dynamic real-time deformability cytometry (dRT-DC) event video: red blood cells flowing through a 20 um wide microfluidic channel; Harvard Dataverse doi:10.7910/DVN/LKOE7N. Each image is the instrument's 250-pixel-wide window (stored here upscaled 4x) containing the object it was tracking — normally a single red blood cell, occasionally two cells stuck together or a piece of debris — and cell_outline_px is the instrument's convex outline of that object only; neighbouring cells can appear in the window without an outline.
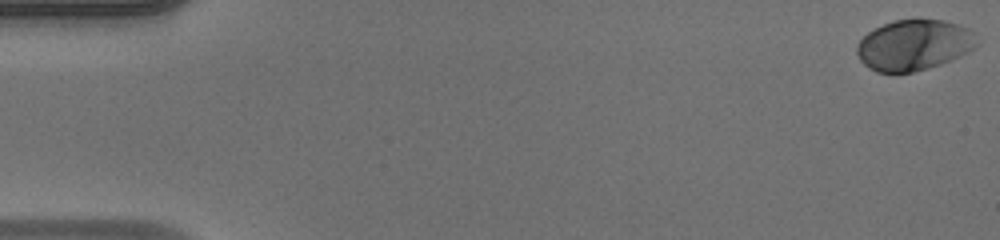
{"species": "human", "species_latin": "Homo sapiens", "temperature_condition": "warm", "stored_images_in_passage": 50, "camera_frame_rate_fps": 3000, "um_per_image_px": 0.085, "donor": {"sex": "male"}, "frame": {"image": 1, "passage_image": 1, "time_ms": 0.0, "image_size_px": [1000, 240], "cell_outline_px": [[980, 44], [968, 52], [940, 64], [928, 68], [912, 72], [876, 72], [868, 68], [860, 60], [856, 52], [856, 44], [868, 32], [884, 24], [896, 20], [944, 20], [968, 28], [972, 32]], "centroid_in_image_um": [77.67, 3.84], "position_along_channel_um": 7.3, "area_um2": 35.2}}
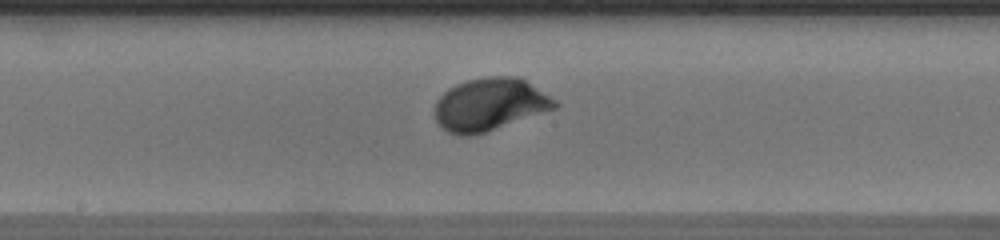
{"frame": {"image": 2, "passage_image": 27, "time_ms": 8.667, "image_size_px": [1000, 240], "cell_outline_px": [[560, 104], [556, 108], [472, 136], [460, 136], [448, 132], [436, 120], [436, 100], [448, 88], [464, 80], [488, 76], [520, 76], [556, 100]], "centroid_in_image_um": [41.63, 8.85], "position_along_channel_um": 206.6, "area_um2": 36.65}}
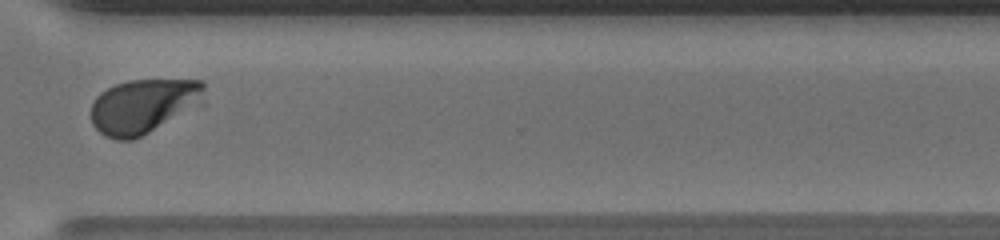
{"frame": {"image": 3, "passage_image": 38, "time_ms": 12.333, "image_size_px": [1000, 240], "cell_outline_px": [[204, 88], [200, 92], [148, 132], [132, 140], [116, 140], [104, 136], [92, 124], [92, 104], [96, 96], [100, 92], [116, 84], [128, 80], [204, 80]], "centroid_in_image_um": [11.89, 8.99], "position_along_channel_um": 358.7, "area_um2": 33.0}, "authors_computed_cell_mechanics": {"area_um2": 35.547, "velocity_mm_per_s": 4.1421, "shape_relaxation_time_tau1_ms": 1.9633, "shape_relaxation_time_tau2_ms": null, "deformation_change_tau1": 0.1565, "deformation_change_tau2": null}}